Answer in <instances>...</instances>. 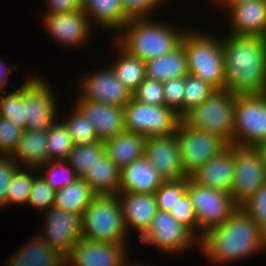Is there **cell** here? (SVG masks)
Here are the masks:
<instances>
[{
    "instance_id": "obj_1",
    "label": "cell",
    "mask_w": 266,
    "mask_h": 266,
    "mask_svg": "<svg viewBox=\"0 0 266 266\" xmlns=\"http://www.w3.org/2000/svg\"><path fill=\"white\" fill-rule=\"evenodd\" d=\"M199 249L215 265L244 260L266 250V234L241 207L221 225L208 230L199 240ZM228 263V264H227Z\"/></svg>"
},
{
    "instance_id": "obj_2",
    "label": "cell",
    "mask_w": 266,
    "mask_h": 266,
    "mask_svg": "<svg viewBox=\"0 0 266 266\" xmlns=\"http://www.w3.org/2000/svg\"><path fill=\"white\" fill-rule=\"evenodd\" d=\"M222 48L224 89L237 95L266 93V37L227 33Z\"/></svg>"
},
{
    "instance_id": "obj_3",
    "label": "cell",
    "mask_w": 266,
    "mask_h": 266,
    "mask_svg": "<svg viewBox=\"0 0 266 266\" xmlns=\"http://www.w3.org/2000/svg\"><path fill=\"white\" fill-rule=\"evenodd\" d=\"M151 18H133L114 40L128 54L146 62L164 56L181 45L186 30Z\"/></svg>"
},
{
    "instance_id": "obj_4",
    "label": "cell",
    "mask_w": 266,
    "mask_h": 266,
    "mask_svg": "<svg viewBox=\"0 0 266 266\" xmlns=\"http://www.w3.org/2000/svg\"><path fill=\"white\" fill-rule=\"evenodd\" d=\"M181 44L187 56L188 73L208 82L216 90H223L225 67L222 39L201 29H186Z\"/></svg>"
},
{
    "instance_id": "obj_5",
    "label": "cell",
    "mask_w": 266,
    "mask_h": 266,
    "mask_svg": "<svg viewBox=\"0 0 266 266\" xmlns=\"http://www.w3.org/2000/svg\"><path fill=\"white\" fill-rule=\"evenodd\" d=\"M122 208L117 195H96L82 214V237L92 241L127 244Z\"/></svg>"
},
{
    "instance_id": "obj_6",
    "label": "cell",
    "mask_w": 266,
    "mask_h": 266,
    "mask_svg": "<svg viewBox=\"0 0 266 266\" xmlns=\"http://www.w3.org/2000/svg\"><path fill=\"white\" fill-rule=\"evenodd\" d=\"M236 95L227 89L216 90L188 111L182 121L191 128L217 135L232 144Z\"/></svg>"
},
{
    "instance_id": "obj_7",
    "label": "cell",
    "mask_w": 266,
    "mask_h": 266,
    "mask_svg": "<svg viewBox=\"0 0 266 266\" xmlns=\"http://www.w3.org/2000/svg\"><path fill=\"white\" fill-rule=\"evenodd\" d=\"M197 219L198 239L208 230L223 224L237 209L231 194L198 185L187 177V190Z\"/></svg>"
},
{
    "instance_id": "obj_8",
    "label": "cell",
    "mask_w": 266,
    "mask_h": 266,
    "mask_svg": "<svg viewBox=\"0 0 266 266\" xmlns=\"http://www.w3.org/2000/svg\"><path fill=\"white\" fill-rule=\"evenodd\" d=\"M265 142L266 93L236 95L232 144L255 148Z\"/></svg>"
},
{
    "instance_id": "obj_9",
    "label": "cell",
    "mask_w": 266,
    "mask_h": 266,
    "mask_svg": "<svg viewBox=\"0 0 266 266\" xmlns=\"http://www.w3.org/2000/svg\"><path fill=\"white\" fill-rule=\"evenodd\" d=\"M123 110L125 131L143 135L145 138L172 135L182 120L166 105H149L134 99Z\"/></svg>"
},
{
    "instance_id": "obj_10",
    "label": "cell",
    "mask_w": 266,
    "mask_h": 266,
    "mask_svg": "<svg viewBox=\"0 0 266 266\" xmlns=\"http://www.w3.org/2000/svg\"><path fill=\"white\" fill-rule=\"evenodd\" d=\"M175 133L181 156V167L186 177H190L229 145L219 136L191 128L182 120Z\"/></svg>"
},
{
    "instance_id": "obj_11",
    "label": "cell",
    "mask_w": 266,
    "mask_h": 266,
    "mask_svg": "<svg viewBox=\"0 0 266 266\" xmlns=\"http://www.w3.org/2000/svg\"><path fill=\"white\" fill-rule=\"evenodd\" d=\"M28 76L24 79L25 130H47L58 117L56 94L50 82L40 76Z\"/></svg>"
},
{
    "instance_id": "obj_12",
    "label": "cell",
    "mask_w": 266,
    "mask_h": 266,
    "mask_svg": "<svg viewBox=\"0 0 266 266\" xmlns=\"http://www.w3.org/2000/svg\"><path fill=\"white\" fill-rule=\"evenodd\" d=\"M140 240L143 244H151L161 252L173 255L185 253L192 246L199 249V239L187 227L178 223L170 212L159 209Z\"/></svg>"
},
{
    "instance_id": "obj_13",
    "label": "cell",
    "mask_w": 266,
    "mask_h": 266,
    "mask_svg": "<svg viewBox=\"0 0 266 266\" xmlns=\"http://www.w3.org/2000/svg\"><path fill=\"white\" fill-rule=\"evenodd\" d=\"M266 183V172L258 150L235 146L234 179L230 194L241 206Z\"/></svg>"
},
{
    "instance_id": "obj_14",
    "label": "cell",
    "mask_w": 266,
    "mask_h": 266,
    "mask_svg": "<svg viewBox=\"0 0 266 266\" xmlns=\"http://www.w3.org/2000/svg\"><path fill=\"white\" fill-rule=\"evenodd\" d=\"M81 77L77 82L78 97L119 107L132 100V91L119 81L110 65Z\"/></svg>"
},
{
    "instance_id": "obj_15",
    "label": "cell",
    "mask_w": 266,
    "mask_h": 266,
    "mask_svg": "<svg viewBox=\"0 0 266 266\" xmlns=\"http://www.w3.org/2000/svg\"><path fill=\"white\" fill-rule=\"evenodd\" d=\"M126 245L81 237L65 257V266H127L131 259Z\"/></svg>"
},
{
    "instance_id": "obj_16",
    "label": "cell",
    "mask_w": 266,
    "mask_h": 266,
    "mask_svg": "<svg viewBox=\"0 0 266 266\" xmlns=\"http://www.w3.org/2000/svg\"><path fill=\"white\" fill-rule=\"evenodd\" d=\"M45 227L38 235L66 257L82 237V215L52 207L45 212Z\"/></svg>"
},
{
    "instance_id": "obj_17",
    "label": "cell",
    "mask_w": 266,
    "mask_h": 266,
    "mask_svg": "<svg viewBox=\"0 0 266 266\" xmlns=\"http://www.w3.org/2000/svg\"><path fill=\"white\" fill-rule=\"evenodd\" d=\"M43 25L59 44L78 47L85 44L94 28L82 9L62 14H44Z\"/></svg>"
},
{
    "instance_id": "obj_18",
    "label": "cell",
    "mask_w": 266,
    "mask_h": 266,
    "mask_svg": "<svg viewBox=\"0 0 266 266\" xmlns=\"http://www.w3.org/2000/svg\"><path fill=\"white\" fill-rule=\"evenodd\" d=\"M144 156L164 181L186 177L181 167L176 133L168 136L147 137L144 144Z\"/></svg>"
},
{
    "instance_id": "obj_19",
    "label": "cell",
    "mask_w": 266,
    "mask_h": 266,
    "mask_svg": "<svg viewBox=\"0 0 266 266\" xmlns=\"http://www.w3.org/2000/svg\"><path fill=\"white\" fill-rule=\"evenodd\" d=\"M74 106L90 122L99 141L114 138L125 130L123 107L88 101L82 97L76 98Z\"/></svg>"
},
{
    "instance_id": "obj_20",
    "label": "cell",
    "mask_w": 266,
    "mask_h": 266,
    "mask_svg": "<svg viewBox=\"0 0 266 266\" xmlns=\"http://www.w3.org/2000/svg\"><path fill=\"white\" fill-rule=\"evenodd\" d=\"M235 166V145L229 144L211 158L189 178L198 185L224 190L230 193Z\"/></svg>"
},
{
    "instance_id": "obj_21",
    "label": "cell",
    "mask_w": 266,
    "mask_h": 266,
    "mask_svg": "<svg viewBox=\"0 0 266 266\" xmlns=\"http://www.w3.org/2000/svg\"><path fill=\"white\" fill-rule=\"evenodd\" d=\"M122 215L127 231L133 228L139 238L150 227L153 217L158 211L153 193H118Z\"/></svg>"
},
{
    "instance_id": "obj_22",
    "label": "cell",
    "mask_w": 266,
    "mask_h": 266,
    "mask_svg": "<svg viewBox=\"0 0 266 266\" xmlns=\"http://www.w3.org/2000/svg\"><path fill=\"white\" fill-rule=\"evenodd\" d=\"M227 11L229 34L266 37V0L233 5Z\"/></svg>"
},
{
    "instance_id": "obj_23",
    "label": "cell",
    "mask_w": 266,
    "mask_h": 266,
    "mask_svg": "<svg viewBox=\"0 0 266 266\" xmlns=\"http://www.w3.org/2000/svg\"><path fill=\"white\" fill-rule=\"evenodd\" d=\"M164 179L143 156L120 170L118 193H155Z\"/></svg>"
},
{
    "instance_id": "obj_24",
    "label": "cell",
    "mask_w": 266,
    "mask_h": 266,
    "mask_svg": "<svg viewBox=\"0 0 266 266\" xmlns=\"http://www.w3.org/2000/svg\"><path fill=\"white\" fill-rule=\"evenodd\" d=\"M7 262V266H65V257L36 234Z\"/></svg>"
},
{
    "instance_id": "obj_25",
    "label": "cell",
    "mask_w": 266,
    "mask_h": 266,
    "mask_svg": "<svg viewBox=\"0 0 266 266\" xmlns=\"http://www.w3.org/2000/svg\"><path fill=\"white\" fill-rule=\"evenodd\" d=\"M47 153V130L24 129L11 157L20 168L38 169L49 161Z\"/></svg>"
},
{
    "instance_id": "obj_26",
    "label": "cell",
    "mask_w": 266,
    "mask_h": 266,
    "mask_svg": "<svg viewBox=\"0 0 266 266\" xmlns=\"http://www.w3.org/2000/svg\"><path fill=\"white\" fill-rule=\"evenodd\" d=\"M81 9L88 16L92 26L99 24L105 30L116 34L130 20L120 0H81Z\"/></svg>"
},
{
    "instance_id": "obj_27",
    "label": "cell",
    "mask_w": 266,
    "mask_h": 266,
    "mask_svg": "<svg viewBox=\"0 0 266 266\" xmlns=\"http://www.w3.org/2000/svg\"><path fill=\"white\" fill-rule=\"evenodd\" d=\"M145 139L143 135L124 130L104 141L105 153L121 170L144 156Z\"/></svg>"
},
{
    "instance_id": "obj_28",
    "label": "cell",
    "mask_w": 266,
    "mask_h": 266,
    "mask_svg": "<svg viewBox=\"0 0 266 266\" xmlns=\"http://www.w3.org/2000/svg\"><path fill=\"white\" fill-rule=\"evenodd\" d=\"M82 179L96 195H117L120 169L105 153L89 168Z\"/></svg>"
},
{
    "instance_id": "obj_29",
    "label": "cell",
    "mask_w": 266,
    "mask_h": 266,
    "mask_svg": "<svg viewBox=\"0 0 266 266\" xmlns=\"http://www.w3.org/2000/svg\"><path fill=\"white\" fill-rule=\"evenodd\" d=\"M146 78L159 82L188 74L187 56L184 46L181 44L172 52L145 62Z\"/></svg>"
},
{
    "instance_id": "obj_30",
    "label": "cell",
    "mask_w": 266,
    "mask_h": 266,
    "mask_svg": "<svg viewBox=\"0 0 266 266\" xmlns=\"http://www.w3.org/2000/svg\"><path fill=\"white\" fill-rule=\"evenodd\" d=\"M95 196L90 186L79 177L76 181L56 191L53 207L82 215Z\"/></svg>"
},
{
    "instance_id": "obj_31",
    "label": "cell",
    "mask_w": 266,
    "mask_h": 266,
    "mask_svg": "<svg viewBox=\"0 0 266 266\" xmlns=\"http://www.w3.org/2000/svg\"><path fill=\"white\" fill-rule=\"evenodd\" d=\"M117 59L110 63L115 75L132 92L146 79L145 62L128 54L116 42Z\"/></svg>"
},
{
    "instance_id": "obj_32",
    "label": "cell",
    "mask_w": 266,
    "mask_h": 266,
    "mask_svg": "<svg viewBox=\"0 0 266 266\" xmlns=\"http://www.w3.org/2000/svg\"><path fill=\"white\" fill-rule=\"evenodd\" d=\"M103 154H105L104 142L98 140L93 143L74 145L65 161L82 178Z\"/></svg>"
},
{
    "instance_id": "obj_33",
    "label": "cell",
    "mask_w": 266,
    "mask_h": 266,
    "mask_svg": "<svg viewBox=\"0 0 266 266\" xmlns=\"http://www.w3.org/2000/svg\"><path fill=\"white\" fill-rule=\"evenodd\" d=\"M0 117L25 129L24 82L20 88L14 89L10 93L6 90L0 91Z\"/></svg>"
},
{
    "instance_id": "obj_34",
    "label": "cell",
    "mask_w": 266,
    "mask_h": 266,
    "mask_svg": "<svg viewBox=\"0 0 266 266\" xmlns=\"http://www.w3.org/2000/svg\"><path fill=\"white\" fill-rule=\"evenodd\" d=\"M73 146L71 136L65 125L56 120L47 129V157L49 161L65 160Z\"/></svg>"
},
{
    "instance_id": "obj_35",
    "label": "cell",
    "mask_w": 266,
    "mask_h": 266,
    "mask_svg": "<svg viewBox=\"0 0 266 266\" xmlns=\"http://www.w3.org/2000/svg\"><path fill=\"white\" fill-rule=\"evenodd\" d=\"M69 113L61 122L65 125L74 145L98 141L94 128L75 106H72Z\"/></svg>"
},
{
    "instance_id": "obj_36",
    "label": "cell",
    "mask_w": 266,
    "mask_h": 266,
    "mask_svg": "<svg viewBox=\"0 0 266 266\" xmlns=\"http://www.w3.org/2000/svg\"><path fill=\"white\" fill-rule=\"evenodd\" d=\"M38 173L36 168H19L11 178L7 188L6 206L27 204L33 177Z\"/></svg>"
},
{
    "instance_id": "obj_37",
    "label": "cell",
    "mask_w": 266,
    "mask_h": 266,
    "mask_svg": "<svg viewBox=\"0 0 266 266\" xmlns=\"http://www.w3.org/2000/svg\"><path fill=\"white\" fill-rule=\"evenodd\" d=\"M214 91L216 89L208 82L188 73L184 77L183 116L208 99Z\"/></svg>"
},
{
    "instance_id": "obj_38",
    "label": "cell",
    "mask_w": 266,
    "mask_h": 266,
    "mask_svg": "<svg viewBox=\"0 0 266 266\" xmlns=\"http://www.w3.org/2000/svg\"><path fill=\"white\" fill-rule=\"evenodd\" d=\"M38 171L43 172L41 175L55 191L60 190L79 178L65 160L48 161L46 164L40 166Z\"/></svg>"
},
{
    "instance_id": "obj_39",
    "label": "cell",
    "mask_w": 266,
    "mask_h": 266,
    "mask_svg": "<svg viewBox=\"0 0 266 266\" xmlns=\"http://www.w3.org/2000/svg\"><path fill=\"white\" fill-rule=\"evenodd\" d=\"M187 190V177L178 180L164 181L154 193L159 210L170 212L177 200Z\"/></svg>"
},
{
    "instance_id": "obj_40",
    "label": "cell",
    "mask_w": 266,
    "mask_h": 266,
    "mask_svg": "<svg viewBox=\"0 0 266 266\" xmlns=\"http://www.w3.org/2000/svg\"><path fill=\"white\" fill-rule=\"evenodd\" d=\"M41 173L33 177L27 204L46 212L54 206L56 191L46 182Z\"/></svg>"
},
{
    "instance_id": "obj_41",
    "label": "cell",
    "mask_w": 266,
    "mask_h": 266,
    "mask_svg": "<svg viewBox=\"0 0 266 266\" xmlns=\"http://www.w3.org/2000/svg\"><path fill=\"white\" fill-rule=\"evenodd\" d=\"M132 99L156 106H165L163 83L146 78L133 92Z\"/></svg>"
},
{
    "instance_id": "obj_42",
    "label": "cell",
    "mask_w": 266,
    "mask_h": 266,
    "mask_svg": "<svg viewBox=\"0 0 266 266\" xmlns=\"http://www.w3.org/2000/svg\"><path fill=\"white\" fill-rule=\"evenodd\" d=\"M170 213L178 223L187 227L198 238L197 219L187 192L177 200Z\"/></svg>"
},
{
    "instance_id": "obj_43",
    "label": "cell",
    "mask_w": 266,
    "mask_h": 266,
    "mask_svg": "<svg viewBox=\"0 0 266 266\" xmlns=\"http://www.w3.org/2000/svg\"><path fill=\"white\" fill-rule=\"evenodd\" d=\"M241 207L253 218L266 234V183Z\"/></svg>"
},
{
    "instance_id": "obj_44",
    "label": "cell",
    "mask_w": 266,
    "mask_h": 266,
    "mask_svg": "<svg viewBox=\"0 0 266 266\" xmlns=\"http://www.w3.org/2000/svg\"><path fill=\"white\" fill-rule=\"evenodd\" d=\"M23 128L0 117V155L11 156L21 138Z\"/></svg>"
},
{
    "instance_id": "obj_45",
    "label": "cell",
    "mask_w": 266,
    "mask_h": 266,
    "mask_svg": "<svg viewBox=\"0 0 266 266\" xmlns=\"http://www.w3.org/2000/svg\"><path fill=\"white\" fill-rule=\"evenodd\" d=\"M165 105L183 117L184 77L173 78L163 83Z\"/></svg>"
},
{
    "instance_id": "obj_46",
    "label": "cell",
    "mask_w": 266,
    "mask_h": 266,
    "mask_svg": "<svg viewBox=\"0 0 266 266\" xmlns=\"http://www.w3.org/2000/svg\"><path fill=\"white\" fill-rule=\"evenodd\" d=\"M125 14L130 18H151L165 0H120Z\"/></svg>"
},
{
    "instance_id": "obj_47",
    "label": "cell",
    "mask_w": 266,
    "mask_h": 266,
    "mask_svg": "<svg viewBox=\"0 0 266 266\" xmlns=\"http://www.w3.org/2000/svg\"><path fill=\"white\" fill-rule=\"evenodd\" d=\"M19 168L11 156L0 155V208L6 206L7 188Z\"/></svg>"
},
{
    "instance_id": "obj_48",
    "label": "cell",
    "mask_w": 266,
    "mask_h": 266,
    "mask_svg": "<svg viewBox=\"0 0 266 266\" xmlns=\"http://www.w3.org/2000/svg\"><path fill=\"white\" fill-rule=\"evenodd\" d=\"M45 14L70 13L81 9V0H46Z\"/></svg>"
},
{
    "instance_id": "obj_49",
    "label": "cell",
    "mask_w": 266,
    "mask_h": 266,
    "mask_svg": "<svg viewBox=\"0 0 266 266\" xmlns=\"http://www.w3.org/2000/svg\"><path fill=\"white\" fill-rule=\"evenodd\" d=\"M15 65L11 66V64L8 66H6L5 61H3V58H0V91L5 90L4 88L7 87V85H9V75L11 70H14ZM12 68V69H11ZM10 69V70H9Z\"/></svg>"
},
{
    "instance_id": "obj_50",
    "label": "cell",
    "mask_w": 266,
    "mask_h": 266,
    "mask_svg": "<svg viewBox=\"0 0 266 266\" xmlns=\"http://www.w3.org/2000/svg\"><path fill=\"white\" fill-rule=\"evenodd\" d=\"M256 0H218L216 2V5L219 4V7H222V9L226 8V11L233 5H240L243 3H248Z\"/></svg>"
},
{
    "instance_id": "obj_51",
    "label": "cell",
    "mask_w": 266,
    "mask_h": 266,
    "mask_svg": "<svg viewBox=\"0 0 266 266\" xmlns=\"http://www.w3.org/2000/svg\"><path fill=\"white\" fill-rule=\"evenodd\" d=\"M255 148L258 150V152L261 155V159L263 161V166H264L265 172H266V142L257 145Z\"/></svg>"
},
{
    "instance_id": "obj_52",
    "label": "cell",
    "mask_w": 266,
    "mask_h": 266,
    "mask_svg": "<svg viewBox=\"0 0 266 266\" xmlns=\"http://www.w3.org/2000/svg\"><path fill=\"white\" fill-rule=\"evenodd\" d=\"M127 266H144V265H142V264L140 265V264H137V263L132 264L131 261H130Z\"/></svg>"
}]
</instances>
